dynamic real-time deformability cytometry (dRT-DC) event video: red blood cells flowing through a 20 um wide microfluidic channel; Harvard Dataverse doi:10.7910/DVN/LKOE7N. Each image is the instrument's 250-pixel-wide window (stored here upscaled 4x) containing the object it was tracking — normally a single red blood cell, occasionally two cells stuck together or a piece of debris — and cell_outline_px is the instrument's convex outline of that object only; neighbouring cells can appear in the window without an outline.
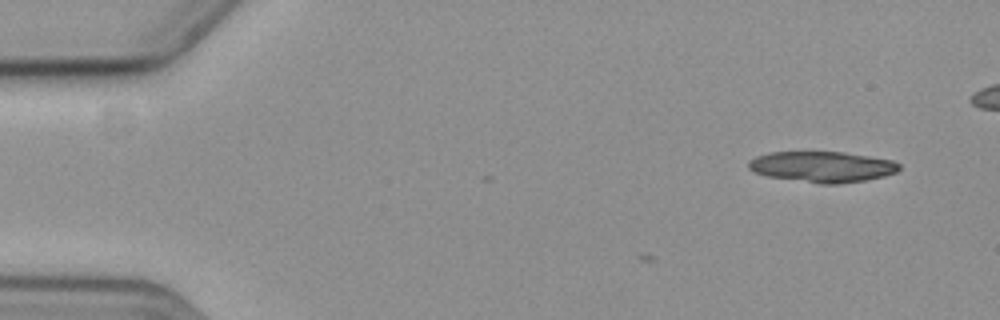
{"species": "common noctule bat (a hibernating species)", "species_latin": "Nyctalus noctula", "temperature_condition": "cold", "stored_images_in_passage": 3, "camera_frame_rate_fps": 3000, "um_per_image_px": 0.085, "animal": {"sex": "female", "body_mass_g": 19.3, "forearm_length_mm": 54.1}, "frame": {"image": 1, "passage_image": 1, "time_ms": 0.0, "image_size_px": [1000, 320], "cell_outline_px": [[900, 168], [896, 172], [884, 176], [864, 180], [836, 184], [820, 184], [768, 176], [756, 172], [748, 168], [748, 160], [756, 156], [768, 152], [844, 152], [892, 160], [900, 164]], "centroid_in_image_um": [69.88, 14.17], "position_along_channel_um": 15.1, "area_um2": 26.93}}